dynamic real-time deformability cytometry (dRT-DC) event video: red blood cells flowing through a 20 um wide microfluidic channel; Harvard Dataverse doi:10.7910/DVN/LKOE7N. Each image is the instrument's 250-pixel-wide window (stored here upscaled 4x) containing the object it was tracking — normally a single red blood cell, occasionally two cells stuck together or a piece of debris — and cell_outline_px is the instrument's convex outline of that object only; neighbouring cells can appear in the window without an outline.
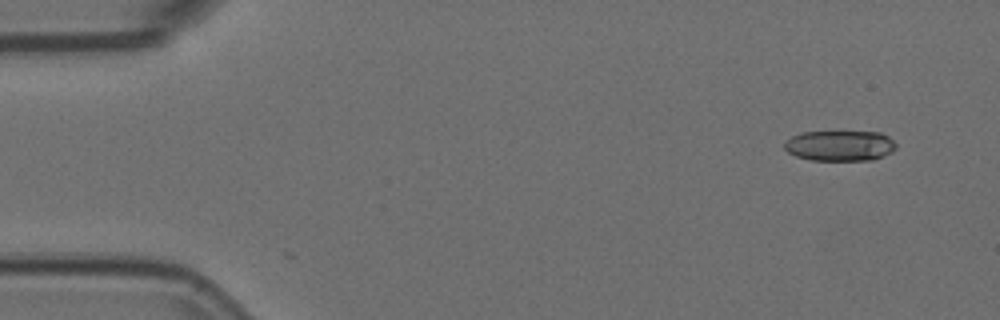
{"species": "Egyptian fruit bat (a non-hibernating species)", "species_latin": "Rousettus aegyptiacus", "temperature_condition": "room temperature", "stored_images_in_passage": 52, "camera_frame_rate_fps": 3000, "um_per_image_px": 0.085, "animal": {"sex": "female"}, "frame": {"image": 1, "passage_image": 1, "time_ms": 0.0, "image_size_px": [1000, 320], "cell_outline_px": [[896, 148], [892, 152], [872, 160], [812, 160], [796, 156], [788, 152], [784, 148], [784, 140], [800, 132], [880, 132], [888, 136], [896, 144]], "centroid_in_image_um": [71.37, 12.38], "position_along_channel_um": 13.6, "area_um2": 19.88}}
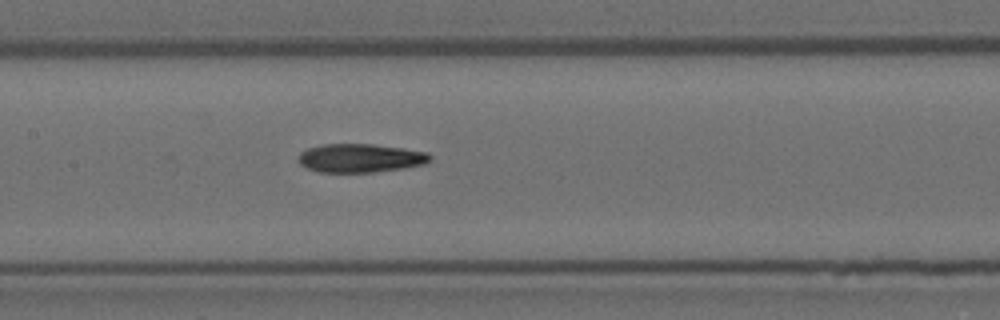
{"frame": {"image": 2, "passage_image": 23, "time_ms": 7.333, "image_size_px": [1000, 320], "cell_outline_px": [[432, 156], [424, 164], [404, 168], [372, 172], [316, 172], [300, 164], [296, 156], [300, 152], [308, 148], [320, 144], [372, 144], [428, 152]], "centroid_in_image_um": [30.57, 13.43], "position_along_channel_um": 176.8, "area_um2": 21.96}}
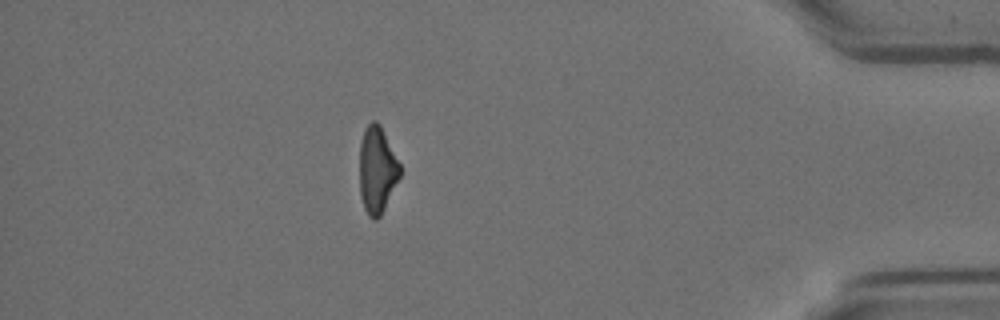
{"frame": {"image": 3, "passage_image": 45, "time_ms": 14.667, "image_size_px": [1000, 320], "cell_outline_px": [[400, 176], [380, 216], [376, 220], [372, 220], [368, 216], [364, 208], [360, 196], [360, 144], [364, 128], [372, 120], [376, 120], [380, 124], [400, 164]], "centroid_in_image_um": [32.03, 14.43], "position_along_channel_um": 403.2, "area_um2": 20.35}, "authors_computed_cell_mechanics": {"area_um2": 21.675, "velocity_mm_per_s": 3.7182, "shape_relaxation_time_tau1_ms": 8.7991, "shape_relaxation_time_tau2_ms": 3.7118, "deformation_change_tau1": 0.2289, "deformation_change_tau2": 0.1329}}